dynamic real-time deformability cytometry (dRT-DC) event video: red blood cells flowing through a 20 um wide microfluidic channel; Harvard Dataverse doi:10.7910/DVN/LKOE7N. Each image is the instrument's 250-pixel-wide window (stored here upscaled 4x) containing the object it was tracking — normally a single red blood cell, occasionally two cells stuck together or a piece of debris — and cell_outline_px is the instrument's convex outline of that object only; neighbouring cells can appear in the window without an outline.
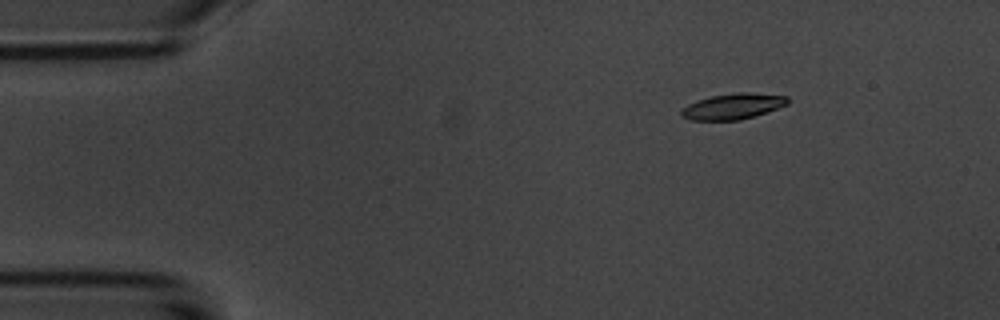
{"species": "common noctule bat (a hibernating species)", "species_latin": "Nyctalus noctula", "temperature_condition": "room temperature", "stored_images_in_passage": 3, "camera_frame_rate_fps": 3000, "um_per_image_px": 0.085, "animal": {"sex": "male", "body_mass_g": 20.1, "forearm_length_mm": 53.5}, "frame": {"image": 1, "passage_image": 1, "time_ms": 0.0, "image_size_px": [1000, 320], "cell_outline_px": [[788, 104], [740, 120], [692, 120], [680, 116], [680, 108], [688, 104], [712, 96], [740, 92], [744, 92], [788, 96]], "centroid_in_image_um": [62.25, 9.04], "position_along_channel_um": 22.8, "area_um2": 15.66}}